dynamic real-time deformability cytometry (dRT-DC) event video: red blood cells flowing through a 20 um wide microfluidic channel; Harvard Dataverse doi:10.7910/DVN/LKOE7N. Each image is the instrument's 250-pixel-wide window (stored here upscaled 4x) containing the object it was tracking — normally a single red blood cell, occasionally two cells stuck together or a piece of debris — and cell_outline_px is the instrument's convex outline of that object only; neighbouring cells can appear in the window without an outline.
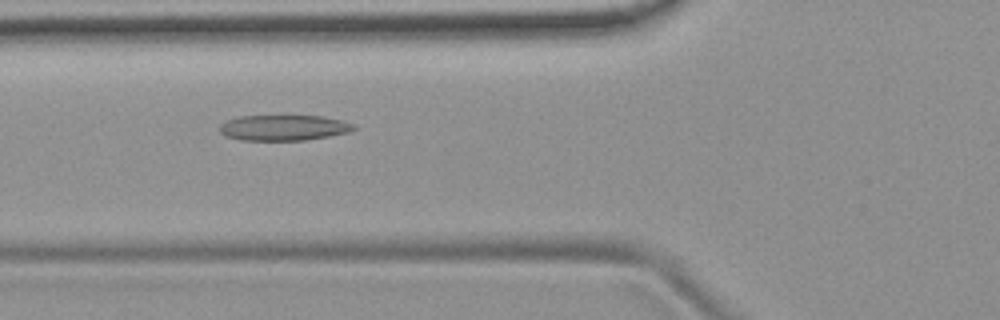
{"species": "common noctule bat (a hibernating species)", "species_latin": "Nyctalus noctula", "temperature_condition": "room temperature", "stored_images_in_passage": 53, "camera_frame_rate_fps": 3000, "um_per_image_px": 0.085, "animal": {"sex": "female", "body_mass_g": 19.9}, "frame": {"image": 1, "passage_image": 20, "time_ms": 6.333, "image_size_px": [1000, 320], "cell_outline_px": [[356, 128], [348, 132], [328, 136], [304, 140], [240, 140], [224, 136], [220, 132], [220, 124], [228, 120], [240, 116], [324, 116], [344, 120], [352, 124]], "centroid_in_image_um": [24.1, 10.85], "position_along_channel_um": 101.7, "area_um2": 19.94}}
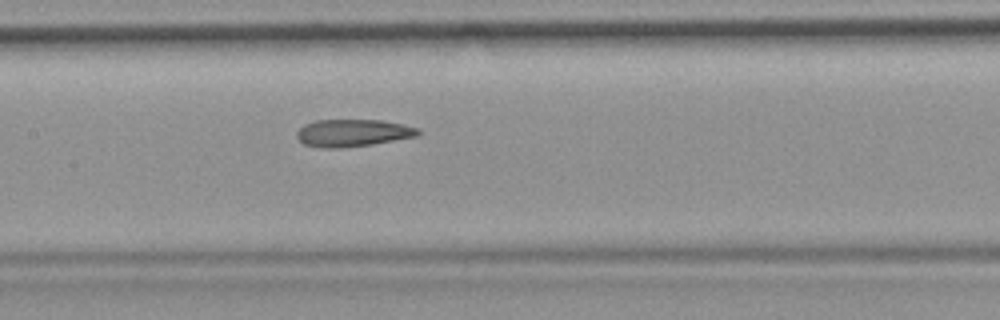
{"frame": {"image": 2, "passage_image": 26, "time_ms": 8.333, "image_size_px": [1000, 320], "cell_outline_px": [[420, 132], [416, 136], [372, 144], [340, 148], [320, 148], [304, 144], [296, 136], [296, 132], [304, 124], [316, 120], [380, 120], [404, 124], [420, 128]], "centroid_in_image_um": [29.97, 11.29], "position_along_channel_um": 177.4, "area_um2": 19.31}}
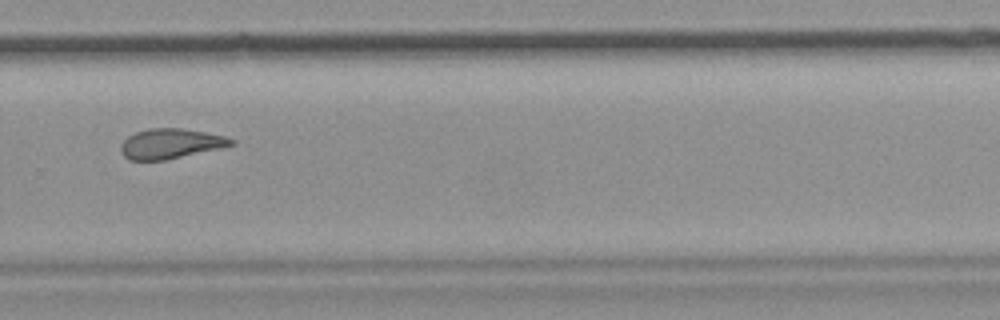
{"frame": {"image": 3, "passage_image": 37, "time_ms": 12.0, "image_size_px": [1000, 320], "cell_outline_px": [[236, 144], [220, 148], [164, 160], [128, 160], [120, 152], [120, 144], [128, 136], [136, 132], [148, 128], [184, 128], [224, 136], [236, 140]], "centroid_in_image_um": [14.48, 12.2], "position_along_channel_um": 315.3, "area_um2": 19.31}, "authors_computed_cell_mechanics": {"area_um2": 20.4612, "velocity_mm_per_s": 3.777, "shape_relaxation_time_tau1_ms": null, "shape_relaxation_time_tau2_ms": 2.8492, "deformation_change_tau1": null, "deformation_change_tau2": 0.1089}}